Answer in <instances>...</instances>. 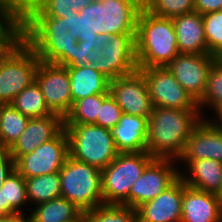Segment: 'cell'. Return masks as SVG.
Wrapping results in <instances>:
<instances>
[{"mask_svg": "<svg viewBox=\"0 0 222 222\" xmlns=\"http://www.w3.org/2000/svg\"><path fill=\"white\" fill-rule=\"evenodd\" d=\"M203 119L200 110L153 107L148 118L146 151L154 158L178 160L189 136Z\"/></svg>", "mask_w": 222, "mask_h": 222, "instance_id": "1", "label": "cell"}, {"mask_svg": "<svg viewBox=\"0 0 222 222\" xmlns=\"http://www.w3.org/2000/svg\"><path fill=\"white\" fill-rule=\"evenodd\" d=\"M68 30L64 17H21V38L46 63L67 67L72 62L78 41Z\"/></svg>", "mask_w": 222, "mask_h": 222, "instance_id": "2", "label": "cell"}, {"mask_svg": "<svg viewBox=\"0 0 222 222\" xmlns=\"http://www.w3.org/2000/svg\"><path fill=\"white\" fill-rule=\"evenodd\" d=\"M135 43L138 69L167 66L179 54L172 19L145 7L138 16Z\"/></svg>", "mask_w": 222, "mask_h": 222, "instance_id": "3", "label": "cell"}, {"mask_svg": "<svg viewBox=\"0 0 222 222\" xmlns=\"http://www.w3.org/2000/svg\"><path fill=\"white\" fill-rule=\"evenodd\" d=\"M40 62L20 37L0 52V104H11L16 95L35 81Z\"/></svg>", "mask_w": 222, "mask_h": 222, "instance_id": "4", "label": "cell"}, {"mask_svg": "<svg viewBox=\"0 0 222 222\" xmlns=\"http://www.w3.org/2000/svg\"><path fill=\"white\" fill-rule=\"evenodd\" d=\"M69 156L103 170L119 153L109 129L95 124H64Z\"/></svg>", "mask_w": 222, "mask_h": 222, "instance_id": "5", "label": "cell"}, {"mask_svg": "<svg viewBox=\"0 0 222 222\" xmlns=\"http://www.w3.org/2000/svg\"><path fill=\"white\" fill-rule=\"evenodd\" d=\"M59 174L61 197L82 212L104 204L100 169L68 156Z\"/></svg>", "mask_w": 222, "mask_h": 222, "instance_id": "6", "label": "cell"}, {"mask_svg": "<svg viewBox=\"0 0 222 222\" xmlns=\"http://www.w3.org/2000/svg\"><path fill=\"white\" fill-rule=\"evenodd\" d=\"M153 159L147 151L118 153L116 158L101 170L104 204L128 206L131 186Z\"/></svg>", "mask_w": 222, "mask_h": 222, "instance_id": "7", "label": "cell"}, {"mask_svg": "<svg viewBox=\"0 0 222 222\" xmlns=\"http://www.w3.org/2000/svg\"><path fill=\"white\" fill-rule=\"evenodd\" d=\"M136 33L98 34L95 39L98 55L91 66L110 80L138 70Z\"/></svg>", "mask_w": 222, "mask_h": 222, "instance_id": "8", "label": "cell"}, {"mask_svg": "<svg viewBox=\"0 0 222 222\" xmlns=\"http://www.w3.org/2000/svg\"><path fill=\"white\" fill-rule=\"evenodd\" d=\"M179 177L177 160L154 158L131 186L128 195V207L136 209L141 204L154 199Z\"/></svg>", "mask_w": 222, "mask_h": 222, "instance_id": "9", "label": "cell"}, {"mask_svg": "<svg viewBox=\"0 0 222 222\" xmlns=\"http://www.w3.org/2000/svg\"><path fill=\"white\" fill-rule=\"evenodd\" d=\"M145 77L153 107L200 110L194 98L164 67L138 69Z\"/></svg>", "mask_w": 222, "mask_h": 222, "instance_id": "10", "label": "cell"}, {"mask_svg": "<svg viewBox=\"0 0 222 222\" xmlns=\"http://www.w3.org/2000/svg\"><path fill=\"white\" fill-rule=\"evenodd\" d=\"M69 156L68 137L63 130L57 137L21 156L15 169L26 179L59 172Z\"/></svg>", "mask_w": 222, "mask_h": 222, "instance_id": "11", "label": "cell"}, {"mask_svg": "<svg viewBox=\"0 0 222 222\" xmlns=\"http://www.w3.org/2000/svg\"><path fill=\"white\" fill-rule=\"evenodd\" d=\"M35 81L41 88L49 110L64 118L72 107L67 67L40 61L35 74Z\"/></svg>", "mask_w": 222, "mask_h": 222, "instance_id": "12", "label": "cell"}, {"mask_svg": "<svg viewBox=\"0 0 222 222\" xmlns=\"http://www.w3.org/2000/svg\"><path fill=\"white\" fill-rule=\"evenodd\" d=\"M211 54L179 53L166 67L176 81L198 102L207 87V80L212 64Z\"/></svg>", "mask_w": 222, "mask_h": 222, "instance_id": "13", "label": "cell"}, {"mask_svg": "<svg viewBox=\"0 0 222 222\" xmlns=\"http://www.w3.org/2000/svg\"><path fill=\"white\" fill-rule=\"evenodd\" d=\"M109 93L123 113L149 117L153 110L147 81L139 71L110 80Z\"/></svg>", "mask_w": 222, "mask_h": 222, "instance_id": "14", "label": "cell"}, {"mask_svg": "<svg viewBox=\"0 0 222 222\" xmlns=\"http://www.w3.org/2000/svg\"><path fill=\"white\" fill-rule=\"evenodd\" d=\"M199 159L222 163V128L212 118H204L193 130L177 160L178 168L182 170L190 161Z\"/></svg>", "mask_w": 222, "mask_h": 222, "instance_id": "15", "label": "cell"}, {"mask_svg": "<svg viewBox=\"0 0 222 222\" xmlns=\"http://www.w3.org/2000/svg\"><path fill=\"white\" fill-rule=\"evenodd\" d=\"M63 130L64 118L58 114L30 118L23 133L7 151L16 162L21 156L57 137Z\"/></svg>", "mask_w": 222, "mask_h": 222, "instance_id": "16", "label": "cell"}, {"mask_svg": "<svg viewBox=\"0 0 222 222\" xmlns=\"http://www.w3.org/2000/svg\"><path fill=\"white\" fill-rule=\"evenodd\" d=\"M183 180L179 177L154 199L136 208L138 222H181Z\"/></svg>", "mask_w": 222, "mask_h": 222, "instance_id": "17", "label": "cell"}, {"mask_svg": "<svg viewBox=\"0 0 222 222\" xmlns=\"http://www.w3.org/2000/svg\"><path fill=\"white\" fill-rule=\"evenodd\" d=\"M101 1V34L136 33L144 0Z\"/></svg>", "mask_w": 222, "mask_h": 222, "instance_id": "18", "label": "cell"}, {"mask_svg": "<svg viewBox=\"0 0 222 222\" xmlns=\"http://www.w3.org/2000/svg\"><path fill=\"white\" fill-rule=\"evenodd\" d=\"M181 222H222L221 198L190 188L183 181Z\"/></svg>", "mask_w": 222, "mask_h": 222, "instance_id": "19", "label": "cell"}, {"mask_svg": "<svg viewBox=\"0 0 222 222\" xmlns=\"http://www.w3.org/2000/svg\"><path fill=\"white\" fill-rule=\"evenodd\" d=\"M148 118L122 113L111 135L119 153H139L146 151Z\"/></svg>", "mask_w": 222, "mask_h": 222, "instance_id": "20", "label": "cell"}, {"mask_svg": "<svg viewBox=\"0 0 222 222\" xmlns=\"http://www.w3.org/2000/svg\"><path fill=\"white\" fill-rule=\"evenodd\" d=\"M179 175L190 188L216 195L221 193L222 163L220 161L213 159L192 160L183 170H179Z\"/></svg>", "mask_w": 222, "mask_h": 222, "instance_id": "21", "label": "cell"}, {"mask_svg": "<svg viewBox=\"0 0 222 222\" xmlns=\"http://www.w3.org/2000/svg\"><path fill=\"white\" fill-rule=\"evenodd\" d=\"M179 53H207L202 15L198 12L172 18Z\"/></svg>", "mask_w": 222, "mask_h": 222, "instance_id": "22", "label": "cell"}, {"mask_svg": "<svg viewBox=\"0 0 222 222\" xmlns=\"http://www.w3.org/2000/svg\"><path fill=\"white\" fill-rule=\"evenodd\" d=\"M101 0H93L76 14H68L65 26L69 28V35L84 44L96 45L95 39L101 34Z\"/></svg>", "mask_w": 222, "mask_h": 222, "instance_id": "23", "label": "cell"}, {"mask_svg": "<svg viewBox=\"0 0 222 222\" xmlns=\"http://www.w3.org/2000/svg\"><path fill=\"white\" fill-rule=\"evenodd\" d=\"M70 78L72 104L95 94H110V79L91 65L81 68H67Z\"/></svg>", "mask_w": 222, "mask_h": 222, "instance_id": "24", "label": "cell"}, {"mask_svg": "<svg viewBox=\"0 0 222 222\" xmlns=\"http://www.w3.org/2000/svg\"><path fill=\"white\" fill-rule=\"evenodd\" d=\"M93 0H21V17H58L76 14Z\"/></svg>", "mask_w": 222, "mask_h": 222, "instance_id": "25", "label": "cell"}, {"mask_svg": "<svg viewBox=\"0 0 222 222\" xmlns=\"http://www.w3.org/2000/svg\"><path fill=\"white\" fill-rule=\"evenodd\" d=\"M33 222H81L82 211L64 197H57L30 209Z\"/></svg>", "mask_w": 222, "mask_h": 222, "instance_id": "26", "label": "cell"}, {"mask_svg": "<svg viewBox=\"0 0 222 222\" xmlns=\"http://www.w3.org/2000/svg\"><path fill=\"white\" fill-rule=\"evenodd\" d=\"M25 182L27 199L30 205V208H28L29 212L32 206L48 202L61 196L59 172L26 178Z\"/></svg>", "mask_w": 222, "mask_h": 222, "instance_id": "27", "label": "cell"}, {"mask_svg": "<svg viewBox=\"0 0 222 222\" xmlns=\"http://www.w3.org/2000/svg\"><path fill=\"white\" fill-rule=\"evenodd\" d=\"M29 117L12 104H0V150H8L26 128Z\"/></svg>", "mask_w": 222, "mask_h": 222, "instance_id": "28", "label": "cell"}, {"mask_svg": "<svg viewBox=\"0 0 222 222\" xmlns=\"http://www.w3.org/2000/svg\"><path fill=\"white\" fill-rule=\"evenodd\" d=\"M22 115L29 118H41L52 115L40 86L34 81L15 96L11 103Z\"/></svg>", "mask_w": 222, "mask_h": 222, "instance_id": "29", "label": "cell"}, {"mask_svg": "<svg viewBox=\"0 0 222 222\" xmlns=\"http://www.w3.org/2000/svg\"><path fill=\"white\" fill-rule=\"evenodd\" d=\"M1 188L4 189L6 215L29 212L25 178L16 169L9 174Z\"/></svg>", "mask_w": 222, "mask_h": 222, "instance_id": "30", "label": "cell"}, {"mask_svg": "<svg viewBox=\"0 0 222 222\" xmlns=\"http://www.w3.org/2000/svg\"><path fill=\"white\" fill-rule=\"evenodd\" d=\"M203 118H209L205 112L210 109L213 116L222 108V64L214 62L209 71L207 87L197 102ZM206 109V110H205ZM214 113V114H213Z\"/></svg>", "mask_w": 222, "mask_h": 222, "instance_id": "31", "label": "cell"}, {"mask_svg": "<svg viewBox=\"0 0 222 222\" xmlns=\"http://www.w3.org/2000/svg\"><path fill=\"white\" fill-rule=\"evenodd\" d=\"M109 94H95L75 101L64 117V124H95L100 106Z\"/></svg>", "mask_w": 222, "mask_h": 222, "instance_id": "32", "label": "cell"}, {"mask_svg": "<svg viewBox=\"0 0 222 222\" xmlns=\"http://www.w3.org/2000/svg\"><path fill=\"white\" fill-rule=\"evenodd\" d=\"M81 222H138L136 209L125 205L103 204L82 212Z\"/></svg>", "mask_w": 222, "mask_h": 222, "instance_id": "33", "label": "cell"}, {"mask_svg": "<svg viewBox=\"0 0 222 222\" xmlns=\"http://www.w3.org/2000/svg\"><path fill=\"white\" fill-rule=\"evenodd\" d=\"M144 7L155 16L172 19L194 12V0H144Z\"/></svg>", "mask_w": 222, "mask_h": 222, "instance_id": "34", "label": "cell"}, {"mask_svg": "<svg viewBox=\"0 0 222 222\" xmlns=\"http://www.w3.org/2000/svg\"><path fill=\"white\" fill-rule=\"evenodd\" d=\"M207 54L213 55L222 46V10L202 15Z\"/></svg>", "mask_w": 222, "mask_h": 222, "instance_id": "35", "label": "cell"}, {"mask_svg": "<svg viewBox=\"0 0 222 222\" xmlns=\"http://www.w3.org/2000/svg\"><path fill=\"white\" fill-rule=\"evenodd\" d=\"M122 110L114 98L109 94L100 106L95 125L106 129H112L119 122Z\"/></svg>", "mask_w": 222, "mask_h": 222, "instance_id": "36", "label": "cell"}, {"mask_svg": "<svg viewBox=\"0 0 222 222\" xmlns=\"http://www.w3.org/2000/svg\"><path fill=\"white\" fill-rule=\"evenodd\" d=\"M0 28H21V0H0Z\"/></svg>", "mask_w": 222, "mask_h": 222, "instance_id": "37", "label": "cell"}, {"mask_svg": "<svg viewBox=\"0 0 222 222\" xmlns=\"http://www.w3.org/2000/svg\"><path fill=\"white\" fill-rule=\"evenodd\" d=\"M98 53L99 50L96 45H88L84 44V41H78V44L74 46L72 62L67 68H81L85 65H92Z\"/></svg>", "mask_w": 222, "mask_h": 222, "instance_id": "38", "label": "cell"}, {"mask_svg": "<svg viewBox=\"0 0 222 222\" xmlns=\"http://www.w3.org/2000/svg\"><path fill=\"white\" fill-rule=\"evenodd\" d=\"M15 169V162L7 150H0V188L9 174Z\"/></svg>", "mask_w": 222, "mask_h": 222, "instance_id": "39", "label": "cell"}, {"mask_svg": "<svg viewBox=\"0 0 222 222\" xmlns=\"http://www.w3.org/2000/svg\"><path fill=\"white\" fill-rule=\"evenodd\" d=\"M222 10V0H194V12L207 14Z\"/></svg>", "mask_w": 222, "mask_h": 222, "instance_id": "40", "label": "cell"}, {"mask_svg": "<svg viewBox=\"0 0 222 222\" xmlns=\"http://www.w3.org/2000/svg\"><path fill=\"white\" fill-rule=\"evenodd\" d=\"M21 37V28H0V52Z\"/></svg>", "mask_w": 222, "mask_h": 222, "instance_id": "41", "label": "cell"}, {"mask_svg": "<svg viewBox=\"0 0 222 222\" xmlns=\"http://www.w3.org/2000/svg\"><path fill=\"white\" fill-rule=\"evenodd\" d=\"M0 222H33L30 212H16L0 216Z\"/></svg>", "mask_w": 222, "mask_h": 222, "instance_id": "42", "label": "cell"}, {"mask_svg": "<svg viewBox=\"0 0 222 222\" xmlns=\"http://www.w3.org/2000/svg\"><path fill=\"white\" fill-rule=\"evenodd\" d=\"M6 215L4 189L0 188V216Z\"/></svg>", "mask_w": 222, "mask_h": 222, "instance_id": "43", "label": "cell"}, {"mask_svg": "<svg viewBox=\"0 0 222 222\" xmlns=\"http://www.w3.org/2000/svg\"><path fill=\"white\" fill-rule=\"evenodd\" d=\"M212 56L215 62L222 64V46Z\"/></svg>", "mask_w": 222, "mask_h": 222, "instance_id": "44", "label": "cell"}, {"mask_svg": "<svg viewBox=\"0 0 222 222\" xmlns=\"http://www.w3.org/2000/svg\"><path fill=\"white\" fill-rule=\"evenodd\" d=\"M222 128V116H209Z\"/></svg>", "mask_w": 222, "mask_h": 222, "instance_id": "45", "label": "cell"}, {"mask_svg": "<svg viewBox=\"0 0 222 222\" xmlns=\"http://www.w3.org/2000/svg\"><path fill=\"white\" fill-rule=\"evenodd\" d=\"M215 115L216 116H222V108Z\"/></svg>", "mask_w": 222, "mask_h": 222, "instance_id": "46", "label": "cell"}, {"mask_svg": "<svg viewBox=\"0 0 222 222\" xmlns=\"http://www.w3.org/2000/svg\"><path fill=\"white\" fill-rule=\"evenodd\" d=\"M220 198H221V200H222V190H221V193L218 195Z\"/></svg>", "mask_w": 222, "mask_h": 222, "instance_id": "47", "label": "cell"}]
</instances>
